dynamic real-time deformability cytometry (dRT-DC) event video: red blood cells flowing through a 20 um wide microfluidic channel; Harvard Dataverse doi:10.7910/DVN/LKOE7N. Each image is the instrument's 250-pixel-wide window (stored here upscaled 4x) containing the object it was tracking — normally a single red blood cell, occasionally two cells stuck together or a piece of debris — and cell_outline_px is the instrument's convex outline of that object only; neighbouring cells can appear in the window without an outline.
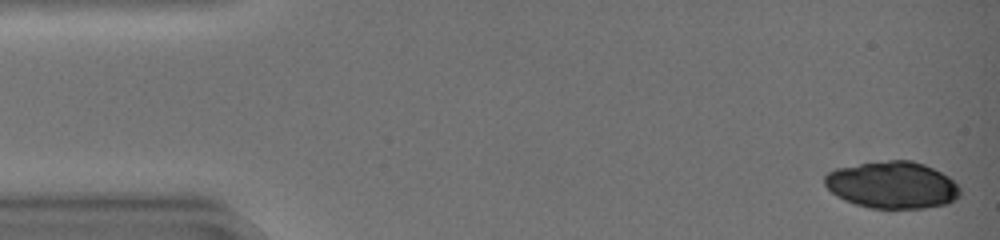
{"species": "common noctule bat (a hibernating species)", "species_latin": "Nyctalus noctula", "temperature_condition": "warm", "stored_images_in_passage": 44, "camera_frame_rate_fps": 3000, "um_per_image_px": 0.085, "animal": {"sex": "female", "body_mass_g": 19.0, "forearm_length_mm": 51.5}, "frame": {"image": 1, "passage_image": 1, "time_ms": 0.0, "image_size_px": [1000, 240], "cell_outline_px": [[960, 196], [956, 200], [948, 204], [924, 208], [868, 208], [844, 200], [836, 196], [824, 184], [824, 176], [828, 172], [836, 168], [860, 164], [888, 160], [912, 160], [924, 164], [948, 176], [960, 188]], "centroid_in_image_um": [75.85, 15.73], "position_along_channel_um": 9.2, "area_um2": 37.11}}